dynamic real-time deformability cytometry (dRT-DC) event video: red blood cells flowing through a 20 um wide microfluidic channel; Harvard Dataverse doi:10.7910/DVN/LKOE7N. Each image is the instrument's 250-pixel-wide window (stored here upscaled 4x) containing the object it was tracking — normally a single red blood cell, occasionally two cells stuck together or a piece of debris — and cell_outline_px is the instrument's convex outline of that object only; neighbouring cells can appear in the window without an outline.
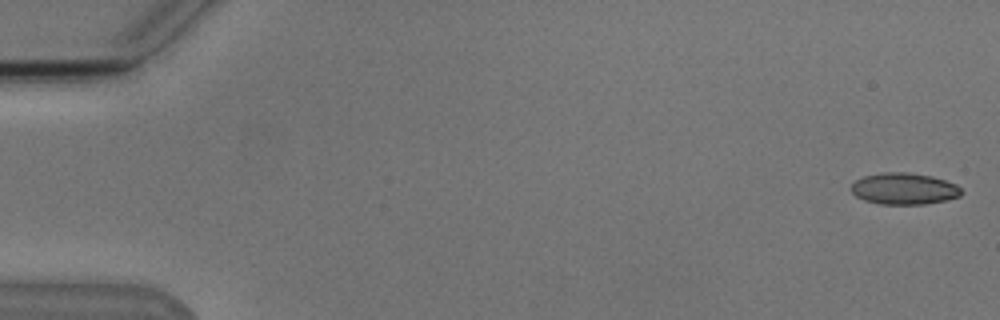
{"species": "Egyptian fruit bat (a non-hibernating species)", "species_latin": "Rousettus aegyptiacus", "temperature_condition": "cold", "stored_images_in_passage": 55, "camera_frame_rate_fps": 3000, "um_per_image_px": 0.085, "animal": {"sex": "male"}, "frame": {"image": 1, "passage_image": 2, "time_ms": 0.333, "image_size_px": [1000, 320], "cell_outline_px": [[964, 192], [960, 196], [944, 200], [924, 204], [880, 204], [864, 200], [856, 196], [848, 188], [856, 180], [864, 176], [884, 172], [908, 172], [932, 176], [956, 184]], "centroid_in_image_um": [76.83, 16.03], "position_along_channel_um": 8.2, "area_um2": 20.29}}
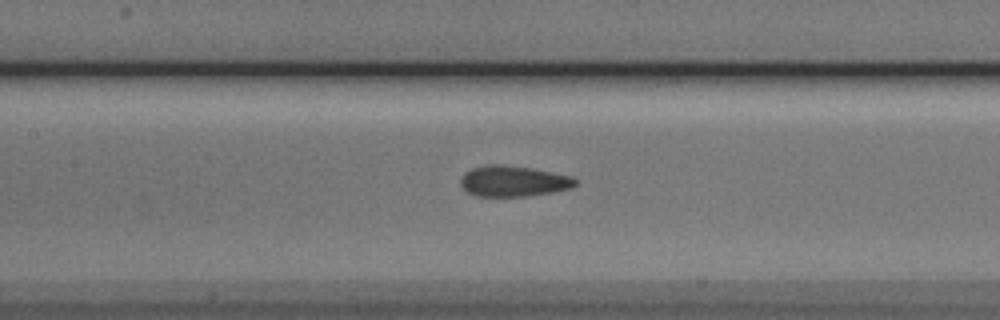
{"frame": {"image": 2, "passage_image": 26, "time_ms": 8.333, "image_size_px": [1000, 320], "cell_outline_px": [[576, 184], [572, 188], [552, 192], [528, 196], [476, 196], [460, 188], [460, 176], [464, 172], [472, 168], [488, 164], [500, 164], [532, 168], [572, 176], [576, 180]], "centroid_in_image_um": [43.59, 15.39], "position_along_channel_um": 163.8, "area_um2": 20.81}}
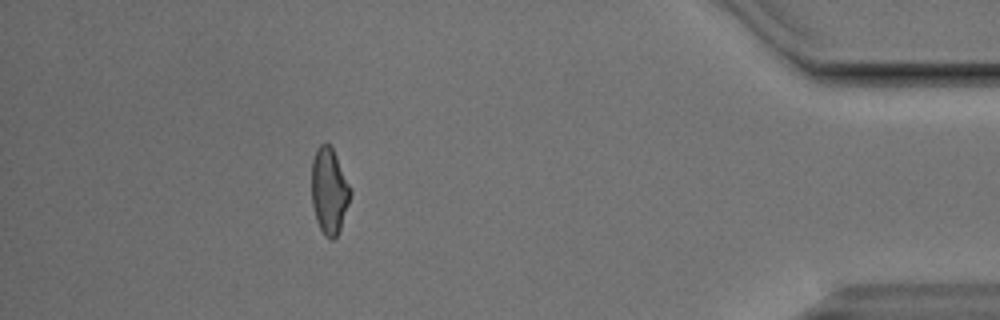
{"frame": {"image": 3, "passage_image": 49, "time_ms": 16.0, "image_size_px": [1000, 320], "cell_outline_px": [[352, 192], [340, 228], [336, 236], [332, 240], [324, 236], [316, 220], [312, 204], [312, 160], [316, 148], [320, 144], [328, 144], [332, 148], [352, 188]], "centroid_in_image_um": [27.98, 16.22], "position_along_channel_um": 407.2, "area_um2": 19.36}, "authors_computed_cell_mechanics": {"area_um2": 20.2878, "velocity_mm_per_s": 3.8172, "shape_relaxation_time_tau1_ms": 4.267, "shape_relaxation_time_tau2_ms": 1.469, "deformation_change_tau1": 0.1272, "deformation_change_tau2": 0.0584}}